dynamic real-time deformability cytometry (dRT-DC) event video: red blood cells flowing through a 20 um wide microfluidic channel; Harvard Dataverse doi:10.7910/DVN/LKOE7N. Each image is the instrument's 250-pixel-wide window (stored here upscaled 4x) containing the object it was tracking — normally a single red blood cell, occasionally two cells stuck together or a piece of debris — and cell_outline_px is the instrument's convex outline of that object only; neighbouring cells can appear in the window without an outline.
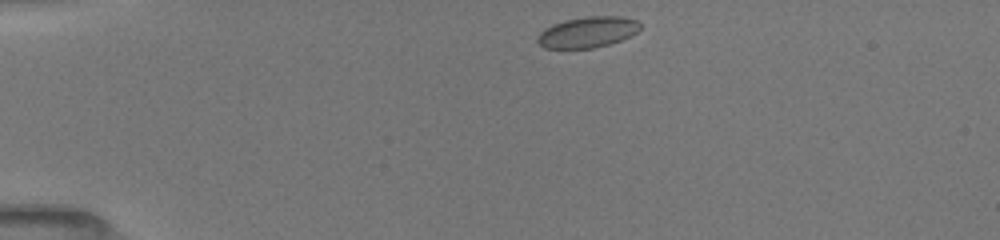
{"species": "common noctule bat (a hibernating species)", "species_latin": "Nyctalus noctula", "temperature_condition": "room temperature", "stored_images_in_passage": 3, "camera_frame_rate_fps": 3000, "um_per_image_px": 0.085, "animal": {"sex": "female", "body_mass_g": 19.5, "forearm_length_mm": 54.1}, "frame": {"image": 1, "passage_image": 1, "time_ms": 0.0, "image_size_px": [1000, 240], "cell_outline_px": [[640, 28], [632, 36], [608, 44], [592, 48], [544, 48], [536, 40], [536, 36], [544, 28], [552, 24], [564, 20], [588, 16], [620, 16], [636, 20], [640, 24]], "centroid_in_image_um": [49.92, 2.72], "position_along_channel_um": 35.1, "area_um2": 18.5}}